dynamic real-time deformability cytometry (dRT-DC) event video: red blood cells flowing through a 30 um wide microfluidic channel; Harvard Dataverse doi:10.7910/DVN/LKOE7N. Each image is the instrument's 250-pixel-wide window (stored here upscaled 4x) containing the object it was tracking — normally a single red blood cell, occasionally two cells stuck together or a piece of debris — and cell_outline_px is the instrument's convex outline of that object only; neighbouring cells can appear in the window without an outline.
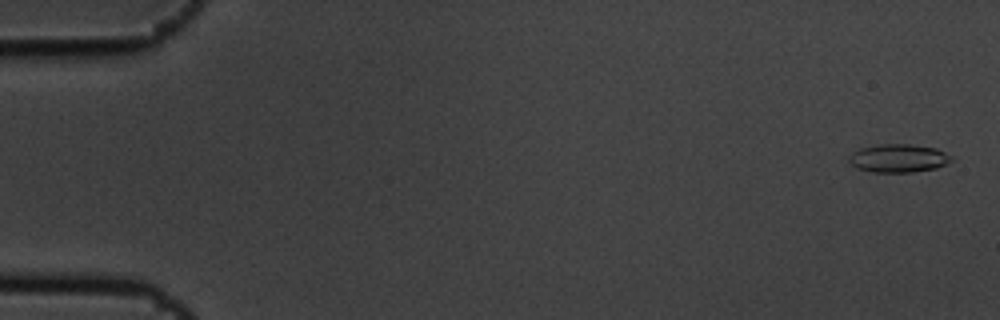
{"species": "common noctule bat (a hibernating species)", "species_latin": "Nyctalus noctula", "temperature_condition": "cold", "stored_images_in_passage": 5, "camera_frame_rate_fps": 3000, "um_per_image_px": 0.085, "animal": {"sex": "male", "body_mass_g": 19.5, "forearm_length_mm": 54.6}, "frame": {"image": 1, "passage_image": 1, "time_ms": 0.0, "image_size_px": [1000, 320], "cell_outline_px": [[952, 160], [948, 164], [936, 168], [912, 172], [872, 172], [856, 168], [848, 160], [848, 156], [852, 152], [860, 148], [880, 144], [908, 144], [936, 148], [952, 156]], "centroid_in_image_um": [76.36, 13.45], "position_along_channel_um": 8.6, "area_um2": 16.94}}